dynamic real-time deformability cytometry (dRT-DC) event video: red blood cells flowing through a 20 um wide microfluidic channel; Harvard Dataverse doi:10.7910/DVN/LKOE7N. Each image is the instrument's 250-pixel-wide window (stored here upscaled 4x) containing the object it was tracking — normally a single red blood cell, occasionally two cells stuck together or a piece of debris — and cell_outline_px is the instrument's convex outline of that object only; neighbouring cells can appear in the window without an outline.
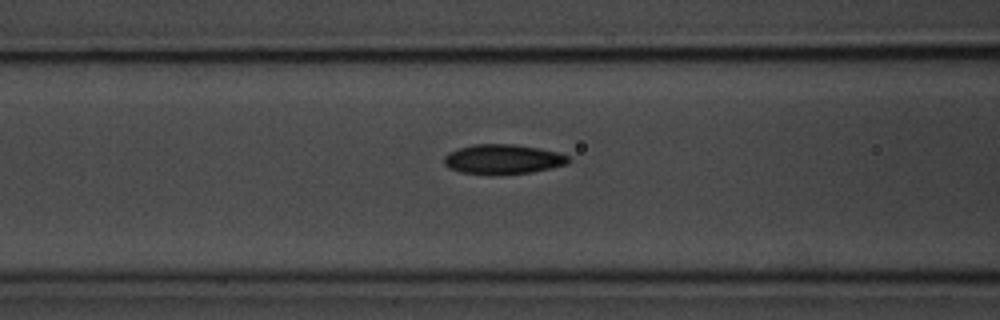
{"species": "common noctule bat (a hibernating species)", "species_latin": "Nyctalus noctula", "temperature_condition": "room temperature", "stored_images_in_passage": 38, "camera_frame_rate_fps": 3000, "um_per_image_px": 0.085, "animal": {"sex": "male", "body_mass_g": 20.1, "forearm_length_mm": 53.5}, "frame": {"image": 1, "passage_image": 6, "time_ms": 1.667, "image_size_px": [1000, 320], "cell_outline_px": [[572, 160], [568, 164], [532, 172], [492, 176], [460, 172], [448, 168], [444, 164], [444, 156], [448, 152], [472, 144], [512, 144], [536, 148], [556, 152], [568, 156]], "centroid_in_image_um": [42.71, 13.56], "position_along_channel_um": 123.9, "area_um2": 21.79}}
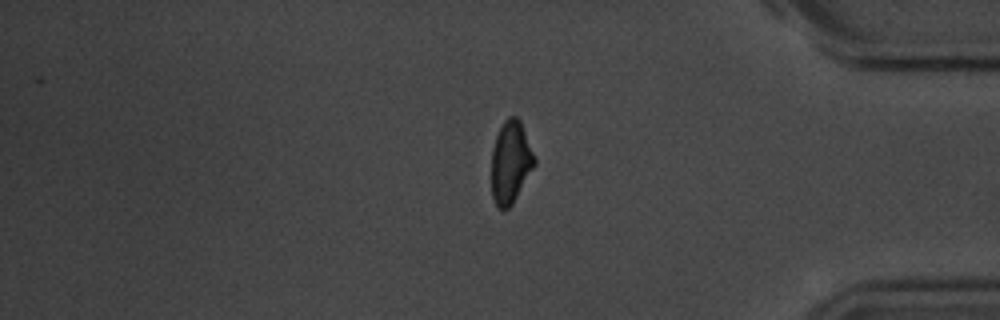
{"frame": {"image": 2, "passage_image": 30, "time_ms": 9.667, "image_size_px": [1000, 320], "cell_outline_px": [[536, 164], [512, 204], [508, 208], [500, 208], [496, 204], [492, 196], [492, 148], [496, 136], [504, 120], [508, 116], [516, 116], [520, 120], [536, 156]], "centroid_in_image_um": [43.42, 13.75], "position_along_channel_um": 391.8, "area_um2": 20.63}}
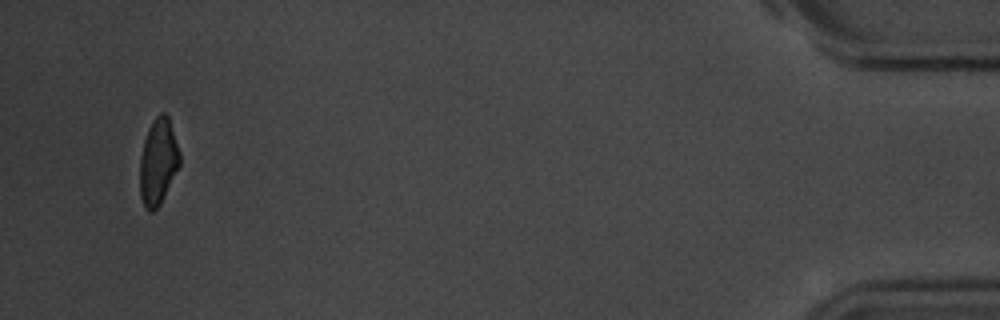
{"frame": {"image": 3, "passage_image": 37, "time_ms": 12.0, "image_size_px": [1000, 320], "cell_outline_px": [[180, 164], [160, 204], [152, 212], [148, 212], [144, 208], [140, 196], [140, 156], [144, 140], [148, 128], [152, 120], [160, 112], [164, 112], [168, 116], [180, 152]], "centroid_in_image_um": [13.43, 13.74], "position_along_channel_um": 421.8, "area_um2": 20.06}}